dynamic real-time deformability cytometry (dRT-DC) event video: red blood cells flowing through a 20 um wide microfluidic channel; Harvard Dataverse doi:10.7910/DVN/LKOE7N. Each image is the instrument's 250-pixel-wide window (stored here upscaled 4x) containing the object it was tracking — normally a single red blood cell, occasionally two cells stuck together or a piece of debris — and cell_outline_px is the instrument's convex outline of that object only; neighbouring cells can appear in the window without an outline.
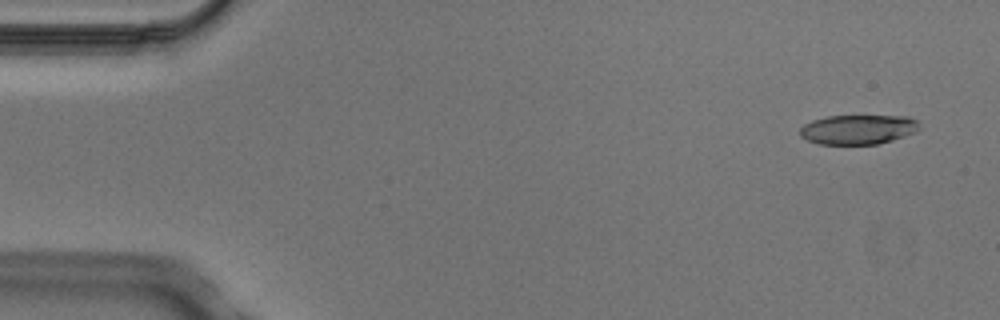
{"species": "Egyptian fruit bat (a non-hibernating species)", "species_latin": "Rousettus aegyptiacus", "temperature_condition": "cold", "stored_images_in_passage": 6, "camera_frame_rate_fps": 3000, "um_per_image_px": 0.085, "animal": {"sex": "male"}, "frame": {"image": 1, "passage_image": 1, "time_ms": 0.0, "image_size_px": [1000, 320], "cell_outline_px": [[920, 128], [916, 132], [892, 140], [876, 144], [816, 144], [800, 136], [800, 128], [804, 124], [812, 120], [828, 116], [908, 116], [916, 120], [920, 124]], "centroid_in_image_um": [72.94, 11.0], "position_along_channel_um": 12.1, "area_um2": 20.63}}
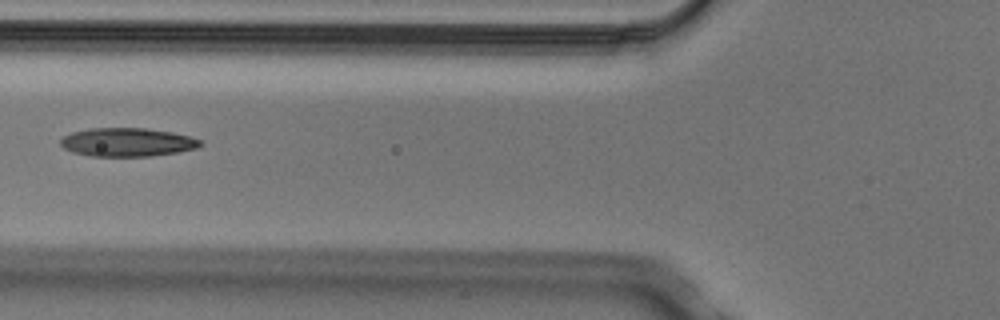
{"frame": {"image": 2, "passage_image": 5, "time_ms": 1.333, "image_size_px": [1000, 320], "cell_outline_px": [[204, 144], [196, 148], [176, 152], [152, 156], [88, 156], [72, 152], [64, 148], [60, 144], [60, 140], [64, 136], [72, 132], [88, 128], [144, 128], [172, 132], [188, 136], [200, 140]], "centroid_in_image_um": [10.79, 12.09], "position_along_channel_um": 115.0, "area_um2": 23.24}}
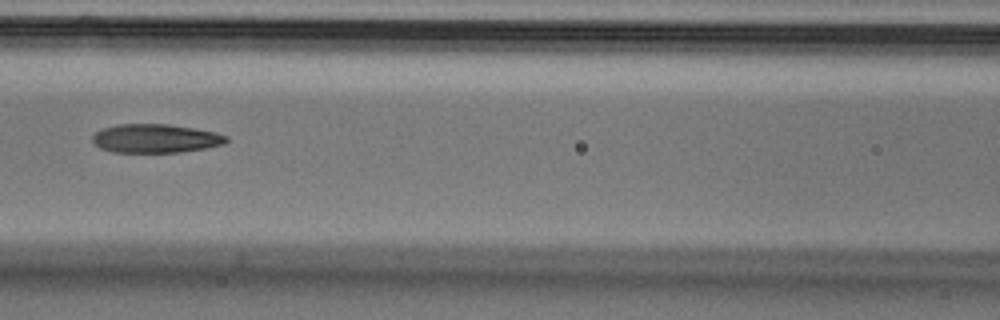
{"frame": {"image": 3, "passage_image": 6, "time_ms": 1.667, "image_size_px": [1000, 320], "cell_outline_px": [[228, 140], [224, 144], [204, 148], [180, 152], [112, 152], [100, 148], [92, 140], [92, 136], [96, 132], [104, 128], [116, 124], [168, 124], [196, 128], [216, 132], [228, 136]], "centroid_in_image_um": [13.23, 11.76], "position_along_channel_um": 153.4, "area_um2": 22.43}}